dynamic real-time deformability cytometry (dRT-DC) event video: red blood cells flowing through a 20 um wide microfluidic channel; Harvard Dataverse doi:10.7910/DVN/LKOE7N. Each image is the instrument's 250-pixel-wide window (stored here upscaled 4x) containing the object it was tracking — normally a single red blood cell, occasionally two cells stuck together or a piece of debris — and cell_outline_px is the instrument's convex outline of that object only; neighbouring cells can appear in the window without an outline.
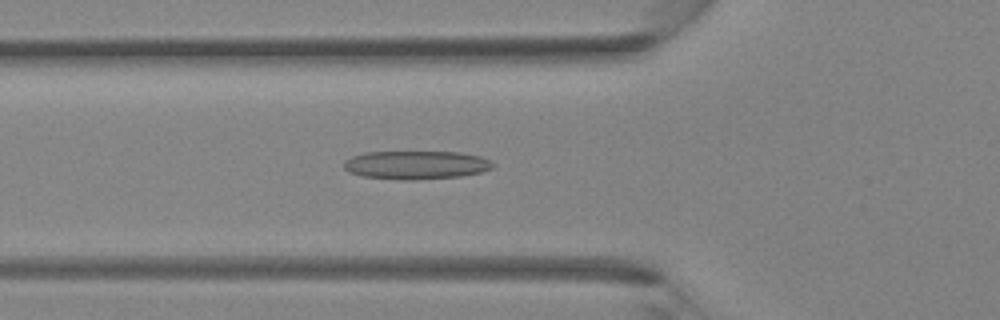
{"species": "Egyptian fruit bat (a non-hibernating species)", "species_latin": "Rousettus aegyptiacus", "temperature_condition": "room temperature", "stored_images_in_passage": 43, "segment_of_instrument_passage": [1, 2], "camera_frame_rate_fps": 3000, "um_per_image_px": 0.085, "animal": {"sex": "female"}, "frame": {"image": 1, "passage_image": 15, "time_ms": 4.667, "image_size_px": [1000, 320], "cell_outline_px": [[496, 164], [492, 168], [480, 172], [460, 176], [416, 180], [404, 180], [360, 176], [348, 172], [344, 168], [344, 160], [352, 156], [364, 152], [460, 152], [480, 156]], "centroid_in_image_um": [35.34, 14.02], "position_along_channel_um": 90.5, "area_um2": 24.8}}
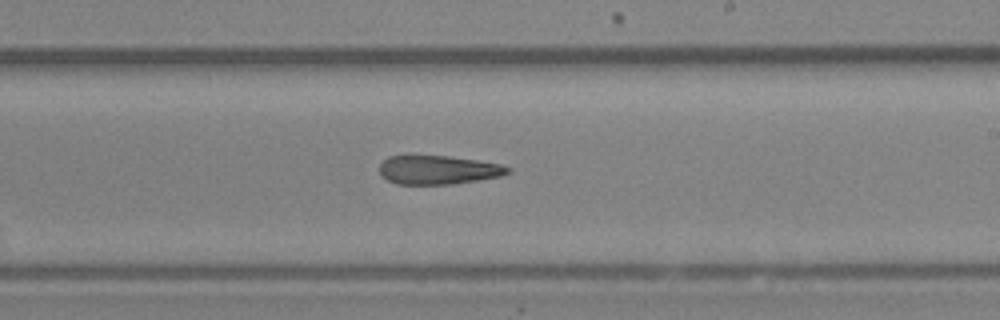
{"frame": {"image": 2, "passage_image": 25, "time_ms": 8.0, "image_size_px": [1000, 320], "cell_outline_px": [[512, 168], [508, 172], [500, 176], [452, 184], [396, 184], [380, 176], [380, 164], [388, 156], [408, 152], [448, 156], [476, 160], [500, 164]], "centroid_in_image_um": [37.13, 14.39], "position_along_channel_um": 251.9, "area_um2": 22.2}}
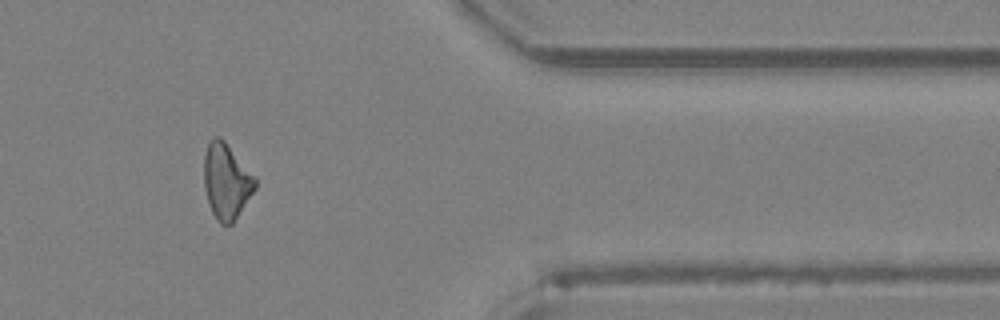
{"frame": {"image": 3, "passage_image": 35, "time_ms": 11.333, "image_size_px": [1000, 320], "cell_outline_px": [[256, 188], [232, 224], [220, 224], [216, 220], [212, 212], [204, 188], [204, 156], [208, 144], [212, 136], [220, 136], [224, 140], [256, 176]], "centroid_in_image_um": [19.25, 15.39], "position_along_channel_um": 392.2, "area_um2": 22.6}}